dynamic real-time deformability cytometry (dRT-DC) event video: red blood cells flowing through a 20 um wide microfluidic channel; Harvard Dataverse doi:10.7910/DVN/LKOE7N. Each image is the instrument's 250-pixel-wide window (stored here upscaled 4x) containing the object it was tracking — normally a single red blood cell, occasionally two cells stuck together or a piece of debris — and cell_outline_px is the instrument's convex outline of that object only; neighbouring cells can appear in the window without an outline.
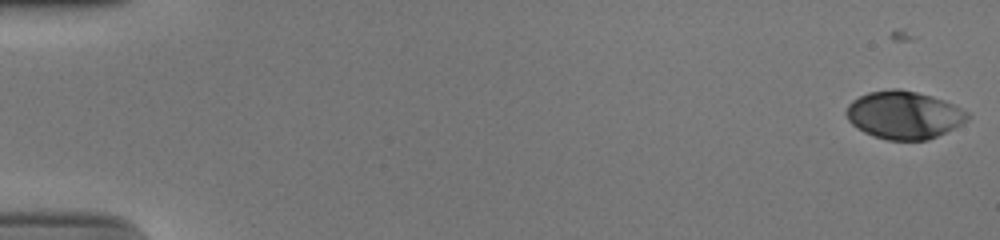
{"species": "human", "species_latin": "Homo sapiens", "temperature_condition": "cold", "stored_images_in_passage": 53, "camera_frame_rate_fps": 3000, "um_per_image_px": 0.085, "donor": {"sex": "male"}, "frame": {"image": 1, "passage_image": 1, "time_ms": 0.0, "image_size_px": [1000, 240], "cell_outline_px": [[972, 116], [968, 120], [928, 140], [888, 140], [872, 136], [856, 128], [848, 120], [844, 112], [848, 104], [852, 100], [868, 92], [892, 88], [900, 88], [932, 96], [944, 100], [968, 112]], "centroid_in_image_um": [76.8, 9.76], "position_along_channel_um": 8.2, "area_um2": 33.87}}
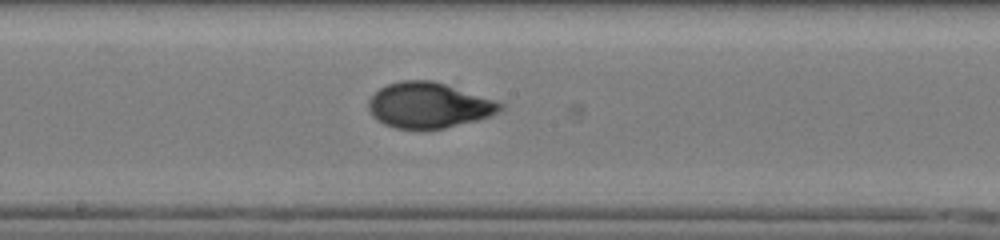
{"frame": {"image": 2, "passage_image": 30, "time_ms": 9.667, "image_size_px": [1000, 240], "cell_outline_px": [[504, 108], [488, 116], [476, 120], [444, 128], [396, 128], [384, 124], [376, 120], [372, 116], [368, 108], [368, 100], [380, 88], [388, 84], [400, 80], [432, 80], [496, 100], [504, 104]], "centroid_in_image_um": [36.42, 8.93], "position_along_channel_um": 211.8, "area_um2": 34.62}}
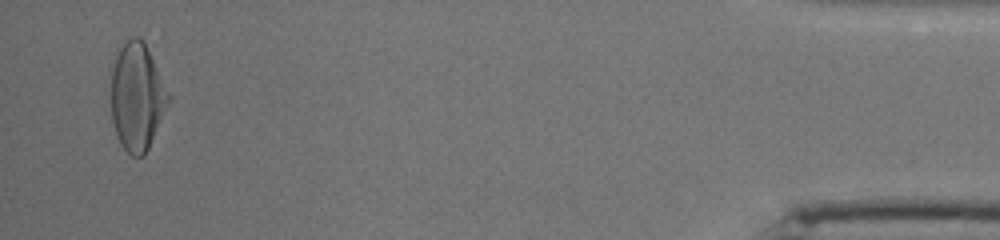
{"frame": {"image": 3, "passage_image": 52, "time_ms": 17.0, "image_size_px": [1000, 240], "cell_outline_px": [[172, 100], [144, 156], [132, 156], [120, 144], [116, 136], [112, 120], [112, 68], [116, 56], [120, 48], [132, 36], [140, 36], [144, 40], [172, 96]], "centroid_in_image_um": [11.69, 8.22], "position_along_channel_um": 423.5, "area_um2": 36.3}, "authors_computed_cell_mechanics": {"area_um2": 34.5066, "velocity_mm_per_s": 3.897, "shape_relaxation_time_tau1_ms": 6.8618, "shape_relaxation_time_tau2_ms": null, "deformation_change_tau1": 0.266, "deformation_change_tau2": null}}